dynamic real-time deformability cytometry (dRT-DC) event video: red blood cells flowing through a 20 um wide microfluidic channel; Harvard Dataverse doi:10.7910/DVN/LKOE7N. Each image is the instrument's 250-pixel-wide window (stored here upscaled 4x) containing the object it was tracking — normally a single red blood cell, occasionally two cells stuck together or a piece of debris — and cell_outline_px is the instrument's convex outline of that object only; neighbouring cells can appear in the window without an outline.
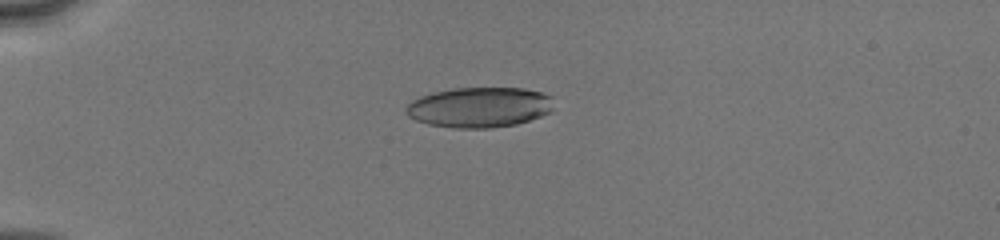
{"species": "human", "species_latin": "Homo sapiens", "temperature_condition": "cold", "stored_images_in_passage": 52, "camera_frame_rate_fps": 3000, "um_per_image_px": 0.085, "donor": {"sex": "male"}, "frame": {"image": 1, "passage_image": 15, "time_ms": 4.667, "image_size_px": [1000, 240], "cell_outline_px": [[552, 108], [548, 112], [540, 116], [516, 124], [492, 128], [452, 128], [428, 124], [416, 120], [408, 116], [404, 112], [404, 108], [412, 100], [432, 92], [452, 88], [524, 88], [544, 92], [552, 96]], "centroid_in_image_um": [40.73, 9.11], "position_along_channel_um": 44.3, "area_um2": 34.85}}
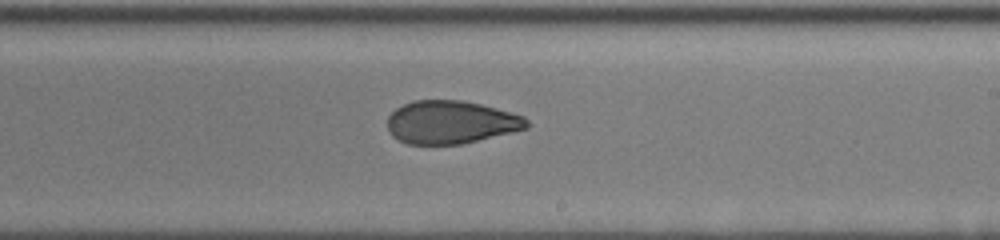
{"frame": {"image": 2, "passage_image": 33, "time_ms": 10.667, "image_size_px": [1000, 240], "cell_outline_px": [[532, 124], [528, 128], [512, 132], [460, 144], [408, 144], [392, 136], [388, 132], [388, 116], [396, 108], [412, 100], [460, 100], [480, 104], [496, 108], [524, 116]], "centroid_in_image_um": [38.33, 10.38], "position_along_channel_um": 250.7, "area_um2": 34.91}}
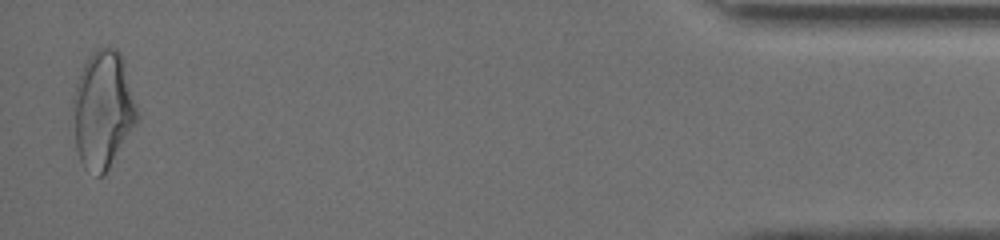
{"frame": {"image": 3, "passage_image": 51, "time_ms": 16.667, "image_size_px": [1000, 240], "cell_outline_px": [[140, 120], [104, 176], [96, 176], [84, 168], [80, 160], [76, 148], [72, 100], [76, 84], [80, 72], [88, 56], [96, 48], [116, 48], [120, 52], [124, 60]], "centroid_in_image_um": [8.76, 9.35], "position_along_channel_um": 426.4, "area_um2": 44.33}, "authors_computed_cell_mechanics": {"area_um2": 36.4429, "velocity_mm_per_s": 4.1319, "shape_relaxation_time_tau1_ms": 4.6163, "shape_relaxation_time_tau2_ms": 1.8429, "deformation_change_tau1": 0.1723, "deformation_change_tau2": 0.0806}}